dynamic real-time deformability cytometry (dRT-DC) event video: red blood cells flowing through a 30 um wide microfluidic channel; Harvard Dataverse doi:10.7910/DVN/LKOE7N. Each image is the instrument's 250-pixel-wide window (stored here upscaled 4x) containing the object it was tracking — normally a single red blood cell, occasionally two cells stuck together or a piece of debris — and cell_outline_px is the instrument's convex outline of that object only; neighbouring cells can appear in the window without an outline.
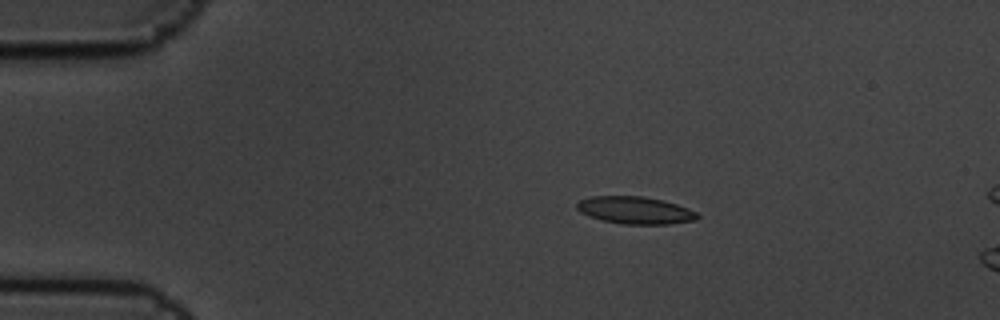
{"species": "common noctule bat (a hibernating species)", "species_latin": "Nyctalus noctula", "temperature_condition": "cold", "stored_images_in_passage": 5, "camera_frame_rate_fps": 3000, "um_per_image_px": 0.085, "animal": {"sex": "male", "body_mass_g": 19.5, "forearm_length_mm": 54.6}, "frame": {"image": 1, "passage_image": 3, "time_ms": 0.667, "image_size_px": [1000, 320], "cell_outline_px": [[700, 216], [696, 220], [668, 224], [624, 224], [600, 220], [588, 216], [580, 212], [576, 208], [576, 204], [580, 200], [592, 196], [644, 196], [664, 200], [688, 208], [696, 212]], "centroid_in_image_um": [53.98, 17.87], "position_along_channel_um": 31.0, "area_um2": 19.31}}